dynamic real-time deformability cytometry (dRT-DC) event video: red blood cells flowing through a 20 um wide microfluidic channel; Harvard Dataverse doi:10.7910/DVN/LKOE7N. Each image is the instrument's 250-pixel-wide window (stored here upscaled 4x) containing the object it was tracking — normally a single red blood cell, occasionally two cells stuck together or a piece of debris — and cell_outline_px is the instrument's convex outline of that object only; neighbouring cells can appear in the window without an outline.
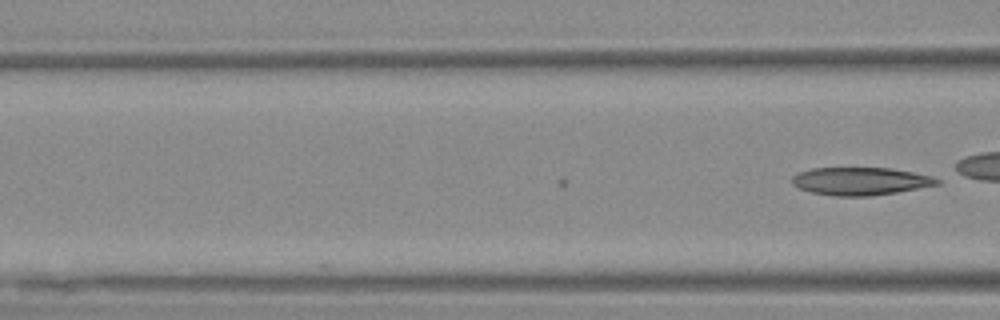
{"species": "Egyptian fruit bat (a non-hibernating species)", "species_latin": "Rousettus aegyptiacus", "temperature_condition": "warm", "stored_images_in_passage": 4, "camera_frame_rate_fps": 3000, "um_per_image_px": 0.085, "animal": {"sex": "female"}, "frame": {"image": 1, "passage_image": 4, "time_ms": 1.0, "image_size_px": [1000, 320], "cell_outline_px": [[940, 184], [896, 192], [872, 196], [832, 196], [812, 192], [800, 188], [792, 184], [792, 176], [800, 172], [812, 168], [892, 168], [932, 176], [940, 180]], "centroid_in_image_um": [73.14, 15.4], "position_along_channel_um": 93.5, "area_um2": 23.41}}